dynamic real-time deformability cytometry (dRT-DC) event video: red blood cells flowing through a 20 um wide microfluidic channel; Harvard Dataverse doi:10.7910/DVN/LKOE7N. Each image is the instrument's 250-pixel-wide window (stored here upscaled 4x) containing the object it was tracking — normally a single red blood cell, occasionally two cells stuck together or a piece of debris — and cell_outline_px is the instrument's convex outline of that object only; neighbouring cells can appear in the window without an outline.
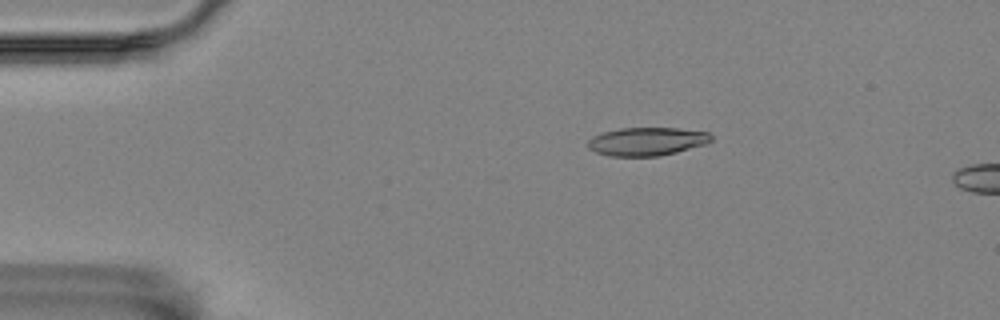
{"species": "Egyptian fruit bat (a non-hibernating species)", "species_latin": "Rousettus aegyptiacus", "temperature_condition": "room temperature", "stored_images_in_passage": 2, "camera_frame_rate_fps": 3000, "um_per_image_px": 0.085, "animal": {"sex": "female"}, "frame": {"image": 1, "passage_image": 1, "time_ms": 0.0, "image_size_px": [1000, 320], "cell_outline_px": [[712, 140], [704, 144], [676, 152], [660, 156], [608, 156], [596, 152], [588, 148], [588, 140], [592, 136], [604, 132], [620, 128], [676, 128], [708, 132], [712, 136]], "centroid_in_image_um": [54.96, 12.02], "position_along_channel_um": 30.0, "area_um2": 20.23}}